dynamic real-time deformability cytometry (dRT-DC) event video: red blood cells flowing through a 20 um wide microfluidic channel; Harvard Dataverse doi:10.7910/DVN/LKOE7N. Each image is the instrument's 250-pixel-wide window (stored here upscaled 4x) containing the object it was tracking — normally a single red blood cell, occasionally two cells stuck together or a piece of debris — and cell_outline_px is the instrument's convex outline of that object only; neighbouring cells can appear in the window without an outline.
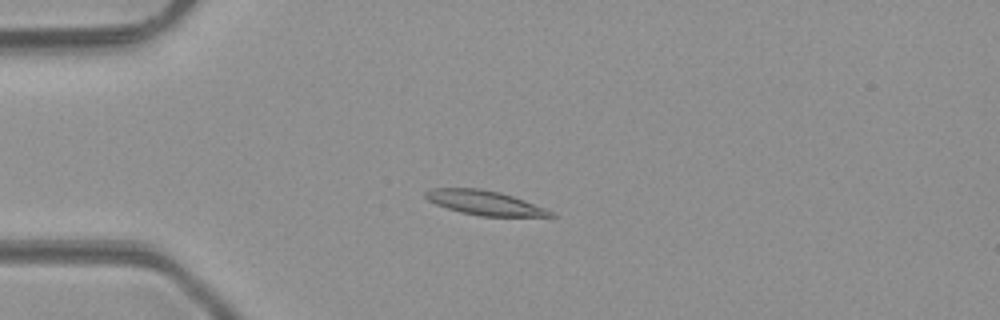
{"species": "common noctule bat (a hibernating species)", "species_latin": "Nyctalus noctula", "temperature_condition": "room temperature", "stored_images_in_passage": 49, "camera_frame_rate_fps": 3000, "um_per_image_px": 0.085, "animal": {"sex": "male", "body_mass_g": 23.1, "forearm_length_mm": 52.7}, "frame": {"image": 1, "passage_image": 13, "time_ms": 4.0, "image_size_px": [1000, 320], "cell_outline_px": [[556, 216], [480, 216], [460, 212], [436, 204], [428, 200], [424, 196], [424, 192], [432, 188], [480, 188], [500, 192], [524, 200], [544, 208], [552, 212]], "centroid_in_image_um": [41.14, 17.22], "position_along_channel_um": 43.9, "area_um2": 17.57}}
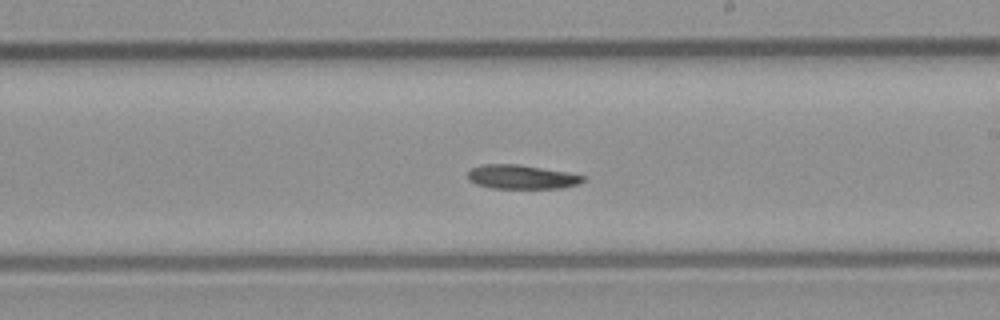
{"frame": {"image": 2, "passage_image": 29, "time_ms": 9.333, "image_size_px": [1000, 320], "cell_outline_px": [[588, 176], [580, 184], [564, 188], [492, 188], [476, 184], [468, 180], [468, 172], [472, 168], [484, 164], [520, 164], [568, 172]], "centroid_in_image_um": [44.39, 15.04], "position_along_channel_um": 244.6, "area_um2": 16.36}}
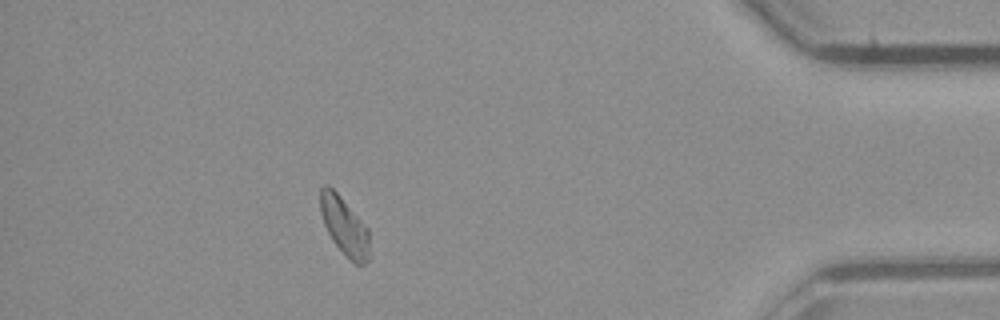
{"frame": {"image": 3, "passage_image": 44, "time_ms": 14.333, "image_size_px": [1000, 320], "cell_outline_px": [[368, 260], [364, 264], [356, 264], [332, 240], [324, 224], [320, 212], [320, 188], [324, 184], [328, 184], [340, 196], [368, 228]], "centroid_in_image_um": [29.24, 19.17], "position_along_channel_um": 406.0, "area_um2": 16.18}}